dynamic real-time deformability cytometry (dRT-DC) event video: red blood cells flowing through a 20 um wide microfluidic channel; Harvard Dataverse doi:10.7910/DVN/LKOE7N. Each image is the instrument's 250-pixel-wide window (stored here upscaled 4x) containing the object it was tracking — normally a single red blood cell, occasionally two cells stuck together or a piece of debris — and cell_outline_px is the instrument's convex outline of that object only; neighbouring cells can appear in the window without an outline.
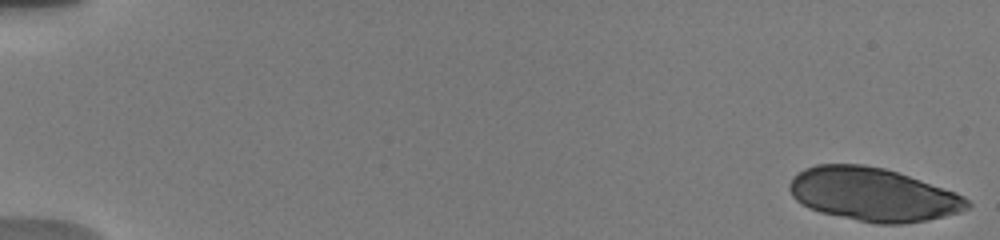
{"species": "human", "species_latin": "Homo sapiens", "temperature_condition": "warm", "stored_images_in_passage": 45, "camera_frame_rate_fps": 3000, "um_per_image_px": 0.085, "donor": {"sex": "male"}, "frame": {"image": 1, "passage_image": 1, "time_ms": 0.0, "image_size_px": [1000, 240], "cell_outline_px": [[972, 204], [968, 208], [960, 212], [928, 220], [900, 224], [876, 224], [820, 212], [808, 208], [800, 204], [792, 196], [788, 188], [788, 184], [792, 176], [804, 168], [816, 164], [864, 164], [884, 168], [956, 192], [964, 196]], "centroid_in_image_um": [74.17, 16.53], "position_along_channel_um": 10.8, "area_um2": 55.43}}
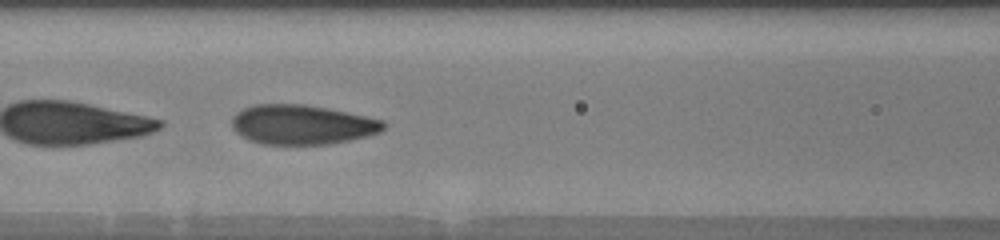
{"frame": {"image": 2, "passage_image": 28, "time_ms": 8.333, "image_size_px": [1000, 240], "cell_outline_px": [[384, 128], [380, 132], [368, 136], [328, 144], [260, 144], [248, 140], [236, 132], [232, 128], [232, 116], [236, 112], [244, 108], [256, 104], [304, 104], [384, 120]], "centroid_in_image_um": [25.62, 10.6], "position_along_channel_um": 141.0, "area_um2": 34.8}}
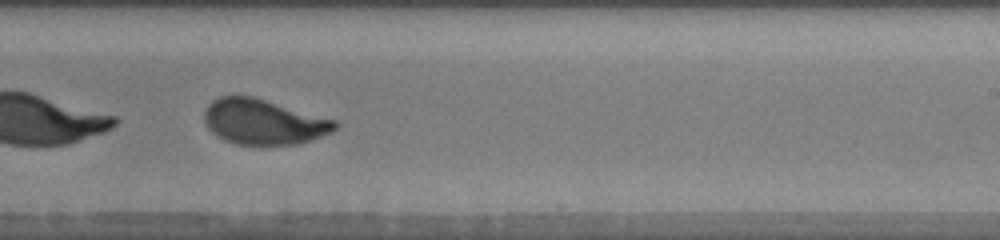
{"frame": {"image": 3, "passage_image": 38, "time_ms": 11.667, "image_size_px": [1000, 240], "cell_outline_px": [[336, 128], [332, 132], [312, 140], [296, 144], [236, 144], [224, 140], [212, 132], [208, 128], [204, 120], [204, 112], [208, 104], [212, 100], [220, 96], [252, 96], [336, 120]], "centroid_in_image_um": [22.38, 10.35], "position_along_channel_um": 266.6, "area_um2": 34.22}}